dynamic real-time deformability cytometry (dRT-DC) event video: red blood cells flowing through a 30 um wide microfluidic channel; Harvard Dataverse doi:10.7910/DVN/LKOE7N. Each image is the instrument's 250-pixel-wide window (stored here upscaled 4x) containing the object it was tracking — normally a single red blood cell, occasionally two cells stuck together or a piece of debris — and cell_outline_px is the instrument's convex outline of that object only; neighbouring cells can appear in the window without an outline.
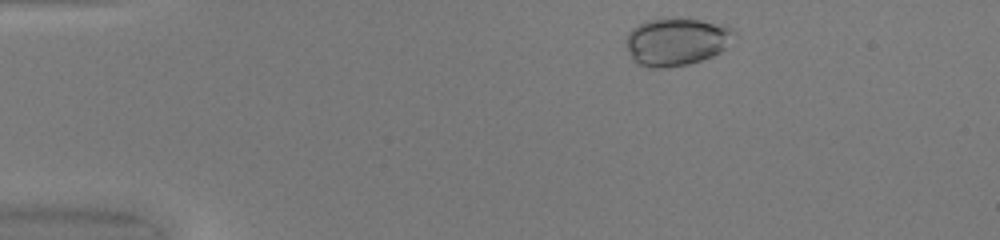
{"species": "common noctule bat (a hibernating species)", "species_latin": "Nyctalus noctula", "temperature_condition": "warm", "stored_images_in_passage": 43, "camera_frame_rate_fps": 3000, "um_per_image_px": 0.085, "animal": {"sex": "female", "body_mass_g": 20.0, "forearm_length_mm": 54.0}, "frame": {"image": 1, "passage_image": 2, "time_ms": 0.333, "image_size_px": [1000, 240], "cell_outline_px": [[736, 32], [724, 48], [720, 52], [712, 56], [688, 64], [664, 68], [644, 68], [636, 64], [632, 60], [628, 52], [624, 40], [628, 32], [632, 28], [648, 20], [700, 20], [728, 24]], "centroid_in_image_um": [57.46, 3.57], "position_along_channel_um": 27.5, "area_um2": 30.0}}
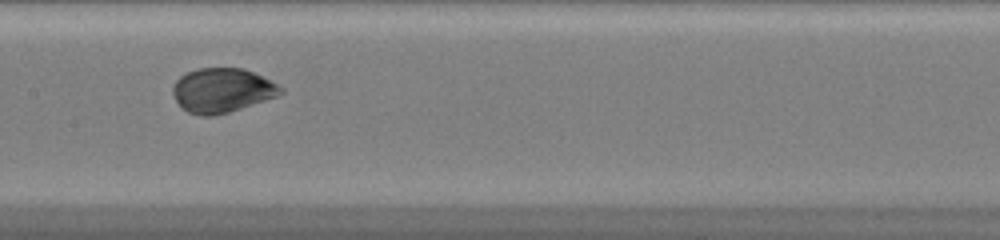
{"frame": {"image": 2, "passage_image": 19, "time_ms": 6.0, "image_size_px": [1000, 240], "cell_outline_px": [[284, 92], [276, 96], [228, 112], [212, 116], [200, 116], [188, 112], [176, 100], [172, 92], [172, 88], [176, 80], [180, 76], [196, 68], [244, 68], [284, 88]], "centroid_in_image_um": [18.85, 7.67], "position_along_channel_um": 188.6, "area_um2": 27.46}}
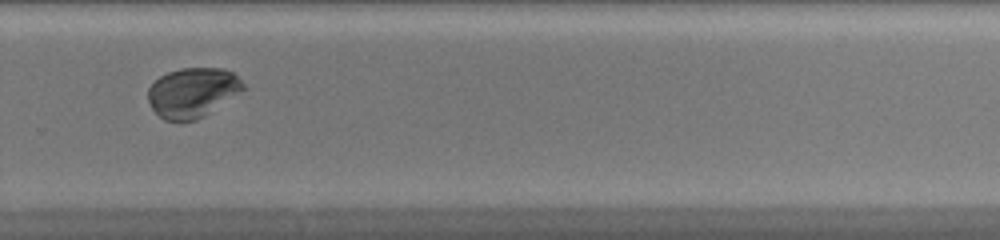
{"frame": {"image": 3, "passage_image": 28, "time_ms": 9.0, "image_size_px": [1000, 240], "cell_outline_px": [[248, 88], [204, 116], [196, 120], [164, 120], [152, 108], [148, 100], [148, 88], [160, 76], [168, 72], [180, 68], [224, 68], [232, 72]], "centroid_in_image_um": [16.39, 7.85], "position_along_channel_um": 313.4, "area_um2": 27.51}, "authors_computed_cell_mechanics": {"area_um2": 28.4954, "velocity_mm_per_s": 4.1697, "shape_relaxation_time_tau1_ms": 8.1338, "shape_relaxation_time_tau2_ms": null, "deformation_change_tau1": 0.2359, "deformation_change_tau2": null}}